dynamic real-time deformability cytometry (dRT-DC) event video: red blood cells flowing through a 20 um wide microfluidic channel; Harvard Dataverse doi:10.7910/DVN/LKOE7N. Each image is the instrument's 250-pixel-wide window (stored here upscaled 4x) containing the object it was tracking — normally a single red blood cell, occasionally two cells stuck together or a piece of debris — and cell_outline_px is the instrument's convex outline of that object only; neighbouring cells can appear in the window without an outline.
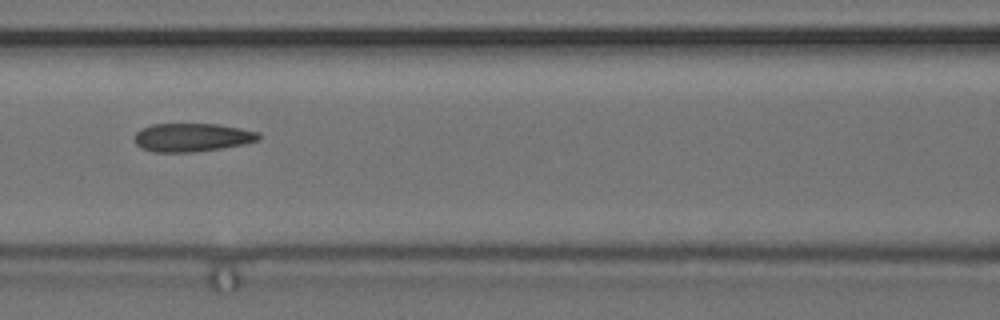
{"species": "common noctule bat (a hibernating species)", "species_latin": "Nyctalus noctula", "temperature_condition": "cold", "stored_images_in_passage": 7, "camera_frame_rate_fps": 3000, "um_per_image_px": 0.085, "animal": {"sex": "female", "body_mass_g": 24.6, "forearm_length_mm": 56.2}, "frame": {"image": 1, "passage_image": 5, "time_ms": 1.333, "image_size_px": [1000, 320], "cell_outline_px": [[260, 140], [244, 144], [220, 148], [192, 152], [152, 152], [140, 148], [136, 144], [136, 132], [140, 128], [152, 124], [216, 124], [240, 128], [260, 132]], "centroid_in_image_um": [16.32, 11.68], "position_along_channel_um": 150.3, "area_um2": 20.58}}
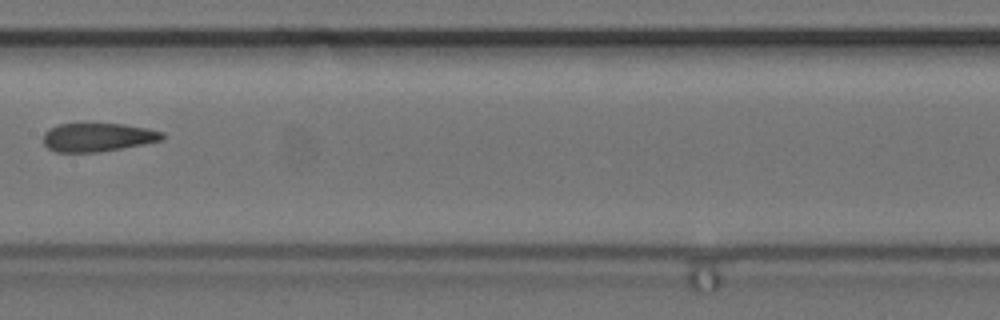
{"frame": {"image": 2, "passage_image": 6, "time_ms": 1.667, "image_size_px": [1000, 320], "cell_outline_px": [[164, 140], [144, 144], [100, 152], [56, 152], [48, 148], [44, 144], [44, 132], [60, 124], [124, 124], [148, 128], [164, 132]], "centroid_in_image_um": [8.35, 11.67], "position_along_channel_um": 199.0, "area_um2": 19.77}}
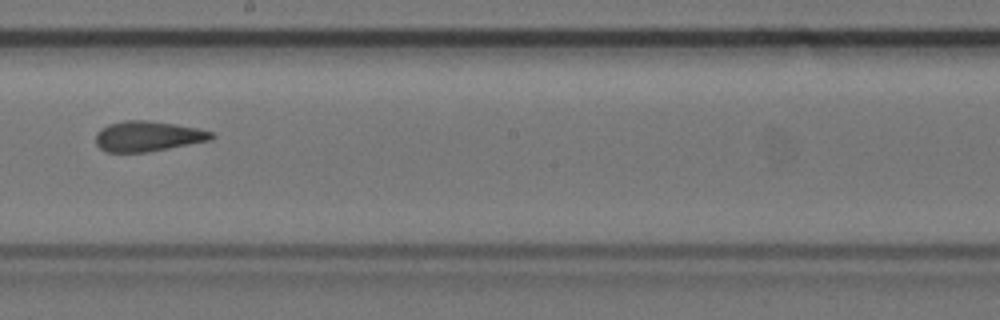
{"frame": {"image": 3, "passage_image": 7, "time_ms": 2.0, "image_size_px": [1000, 320], "cell_outline_px": [[216, 136], [212, 140], [148, 152], [108, 152], [100, 148], [96, 144], [96, 132], [100, 128], [108, 124], [124, 120], [148, 120], [196, 128], [212, 132]], "centroid_in_image_um": [12.55, 11.58], "position_along_channel_um": 235.7, "area_um2": 20.46}}